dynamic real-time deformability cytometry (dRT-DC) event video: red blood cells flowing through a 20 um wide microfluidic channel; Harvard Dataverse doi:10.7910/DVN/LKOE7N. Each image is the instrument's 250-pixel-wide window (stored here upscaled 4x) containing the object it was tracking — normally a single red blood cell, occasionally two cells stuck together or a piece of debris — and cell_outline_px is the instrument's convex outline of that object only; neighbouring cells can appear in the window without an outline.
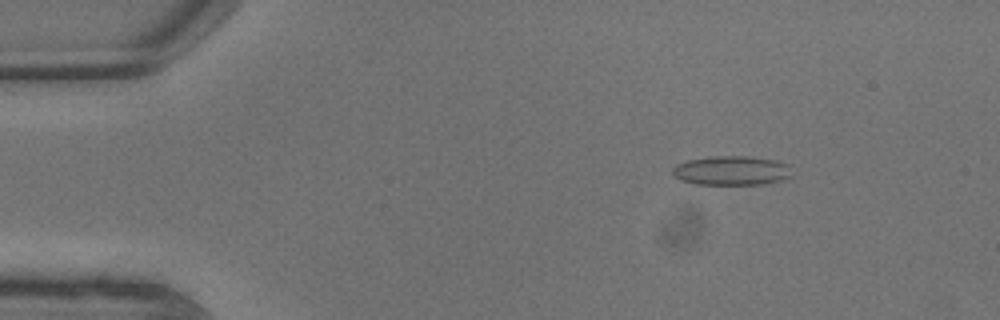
{"species": "common noctule bat (a hibernating species)", "species_latin": "Nyctalus noctula", "temperature_condition": "warm", "stored_images_in_passage": 6, "camera_frame_rate_fps": 3000, "um_per_image_px": 0.085, "animal": {"sex": "male", "body_mass_g": 13.3}, "frame": {"image": 1, "passage_image": 3, "time_ms": 0.667, "image_size_px": [1000, 320], "cell_outline_px": [[792, 176], [784, 180], [764, 184], [696, 184], [680, 180], [672, 176], [672, 168], [676, 164], [688, 160], [712, 156], [752, 156], [776, 160], [788, 164]], "centroid_in_image_um": [62.18, 14.5], "position_along_channel_um": 22.8, "area_um2": 20.63}}
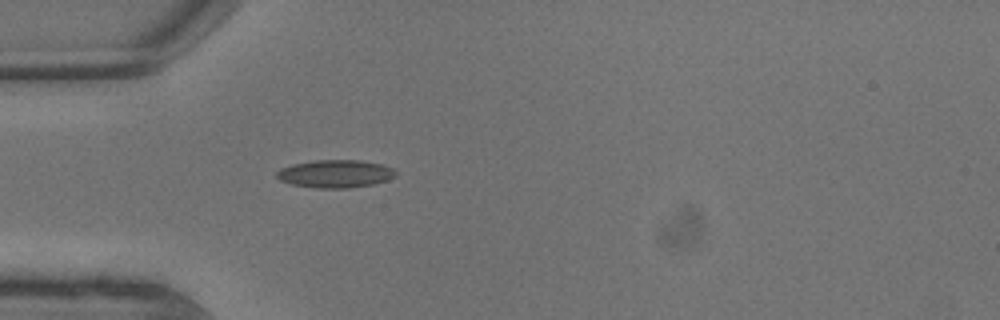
{"frame": {"image": 2, "passage_image": 6, "time_ms": 1.667, "image_size_px": [1000, 320], "cell_outline_px": [[396, 176], [388, 180], [372, 184], [348, 188], [316, 188], [292, 184], [280, 180], [276, 176], [276, 172], [280, 168], [292, 164], [312, 160], [360, 160], [380, 164], [392, 168], [396, 172]], "centroid_in_image_um": [28.48, 14.76], "position_along_channel_um": 56.5, "area_um2": 19.31}}